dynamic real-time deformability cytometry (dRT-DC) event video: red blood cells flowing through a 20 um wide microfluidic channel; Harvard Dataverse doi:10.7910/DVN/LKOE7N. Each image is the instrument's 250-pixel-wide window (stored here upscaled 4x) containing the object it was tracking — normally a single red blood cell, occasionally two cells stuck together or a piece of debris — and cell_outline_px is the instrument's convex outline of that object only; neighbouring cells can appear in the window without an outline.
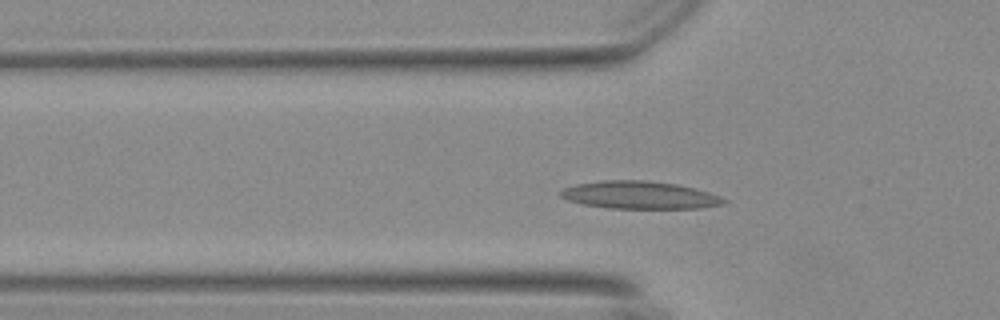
{"species": "Egyptian fruit bat (a non-hibernating species)", "species_latin": "Rousettus aegyptiacus", "temperature_condition": "warm", "stored_images_in_passage": 52, "camera_frame_rate_fps": 3000, "um_per_image_px": 0.085, "animal": {"sex": "female"}, "frame": {"image": 1, "passage_image": 14, "time_ms": 4.333, "image_size_px": [1000, 320], "cell_outline_px": [[728, 200], [724, 204], [700, 208], [608, 208], [584, 204], [568, 200], [560, 196], [560, 188], [576, 184], [600, 180], [648, 180], [676, 184], [708, 192], [720, 196]], "centroid_in_image_um": [54.34, 16.57], "position_along_channel_um": 71.5, "area_um2": 26.3}}
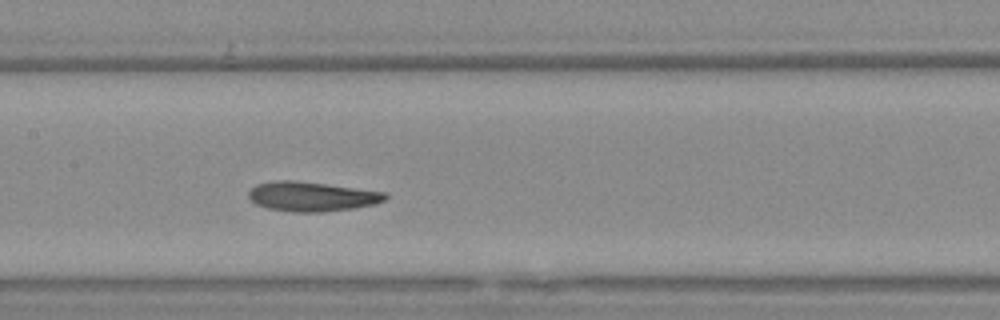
{"frame": {"image": 2, "passage_image": 23, "time_ms": 7.333, "image_size_px": [1000, 320], "cell_outline_px": [[388, 196], [384, 200], [372, 204], [352, 208], [324, 212], [292, 212], [268, 208], [256, 204], [248, 196], [248, 192], [256, 184], [276, 180], [296, 180], [388, 192]], "centroid_in_image_um": [26.49, 16.69], "position_along_channel_um": 180.9, "area_um2": 23.52}}
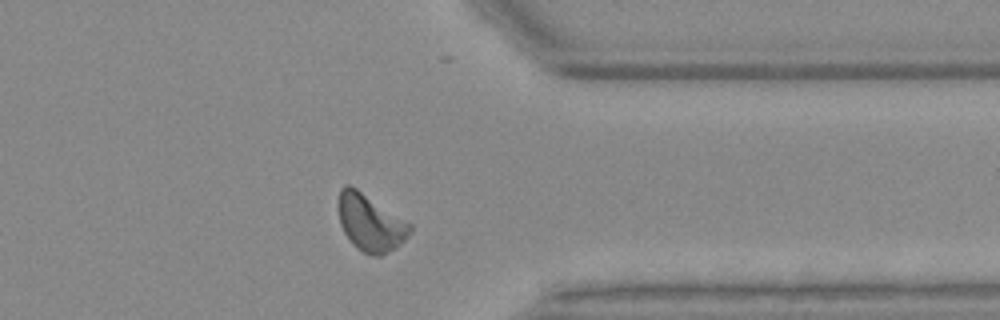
{"frame": {"image": 3, "passage_image": 40, "time_ms": 13.0, "image_size_px": [1000, 320], "cell_outline_px": [[412, 232], [400, 244], [380, 256], [372, 256], [356, 248], [352, 244], [344, 232], [340, 224], [340, 188], [344, 184], [348, 184], [356, 188], [412, 224]], "centroid_in_image_um": [31.5, 18.95], "position_along_channel_um": 379.9, "area_um2": 23.35}, "authors_computed_cell_mechanics": {"area_um2": 23.3801, "velocity_mm_per_s": 3.6442, "shape_relaxation_time_tau1_ms": 3.6801, "shape_relaxation_time_tau2_ms": 3.7098, "deformation_change_tau1": 0.1426, "deformation_change_tau2": 0.1125}}